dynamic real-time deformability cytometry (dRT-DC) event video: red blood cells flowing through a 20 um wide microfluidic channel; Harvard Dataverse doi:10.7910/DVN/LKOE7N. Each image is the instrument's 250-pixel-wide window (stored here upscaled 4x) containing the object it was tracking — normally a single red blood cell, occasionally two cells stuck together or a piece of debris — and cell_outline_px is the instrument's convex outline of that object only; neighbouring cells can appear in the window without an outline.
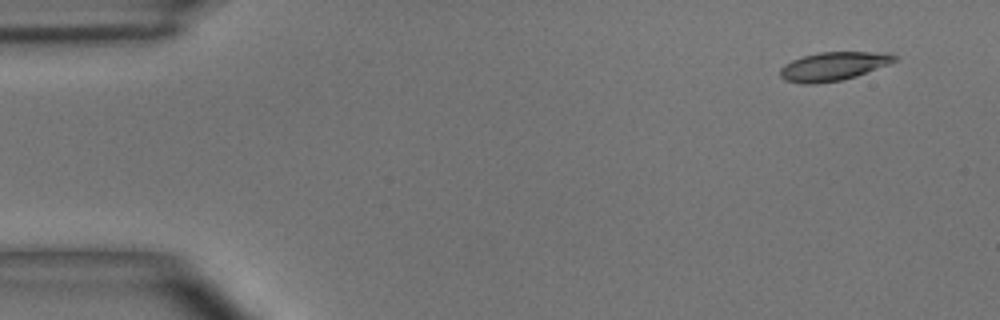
{"species": "common noctule bat (a hibernating species)", "species_latin": "Nyctalus noctula", "temperature_condition": "room temperature", "stored_images_in_passage": 4, "camera_frame_rate_fps": 3000, "um_per_image_px": 0.085, "animal": {"sex": "male", "body_mass_g": 15.6}, "frame": {"image": 1, "passage_image": 1, "time_ms": 0.0, "image_size_px": [1000, 320], "cell_outline_px": [[900, 60], [856, 76], [840, 80], [816, 84], [804, 84], [784, 80], [780, 76], [780, 68], [784, 64], [792, 60], [804, 56], [820, 52], [892, 52], [900, 56]], "centroid_in_image_um": [70.9, 5.62], "position_along_channel_um": 14.1, "area_um2": 19.31}}
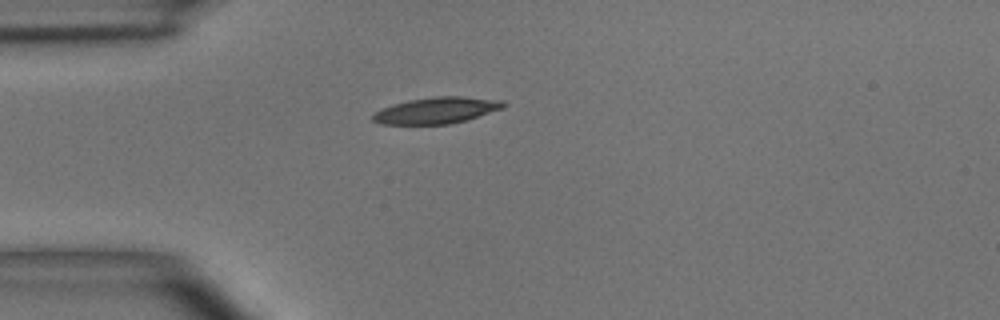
{"frame": {"image": 2, "passage_image": 4, "time_ms": 3.333, "image_size_px": [1000, 320], "cell_outline_px": [[508, 104], [504, 108], [464, 120], [448, 124], [380, 124], [372, 120], [372, 112], [380, 108], [392, 104], [408, 100], [436, 96], [460, 96], [500, 100]], "centroid_in_image_um": [37.05, 9.37], "position_along_channel_um": 47.9, "area_um2": 20.06}}